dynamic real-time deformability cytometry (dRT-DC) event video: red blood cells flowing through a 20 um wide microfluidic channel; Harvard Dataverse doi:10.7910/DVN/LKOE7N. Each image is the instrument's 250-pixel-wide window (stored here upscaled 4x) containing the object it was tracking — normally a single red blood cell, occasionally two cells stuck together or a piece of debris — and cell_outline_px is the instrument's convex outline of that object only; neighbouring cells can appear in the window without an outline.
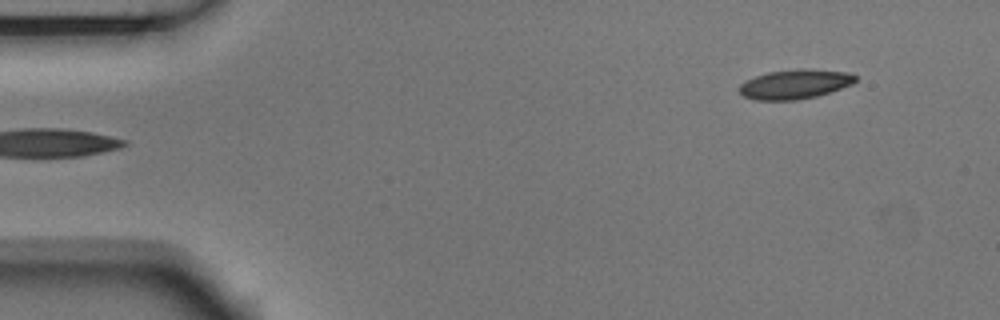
{"species": "Egyptian fruit bat (a non-hibernating species)", "species_latin": "Rousettus aegyptiacus", "temperature_condition": "room temperature", "stored_images_in_passage": 4, "camera_frame_rate_fps": 3000, "um_per_image_px": 0.085, "animal": {"sex": "male"}, "frame": {"image": 1, "passage_image": 4, "time_ms": 1.0, "image_size_px": [1000, 320], "cell_outline_px": [[856, 80], [852, 84], [816, 96], [796, 100], [756, 100], [744, 96], [740, 92], [740, 84], [756, 76], [768, 72], [800, 68], [812, 68], [848, 72], [856, 76]], "centroid_in_image_um": [67.59, 7.14], "position_along_channel_um": 17.4, "area_um2": 19.83}}